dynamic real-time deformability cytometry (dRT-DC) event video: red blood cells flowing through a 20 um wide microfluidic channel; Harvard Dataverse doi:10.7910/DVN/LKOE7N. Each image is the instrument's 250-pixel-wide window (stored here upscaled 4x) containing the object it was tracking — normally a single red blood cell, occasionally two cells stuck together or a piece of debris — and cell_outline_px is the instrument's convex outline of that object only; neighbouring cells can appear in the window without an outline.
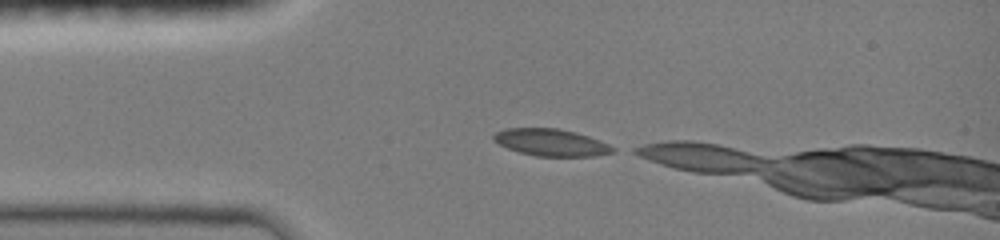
{"species": "common noctule bat (a hibernating species)", "species_latin": "Nyctalus noctula", "temperature_condition": "room temperature", "stored_images_in_passage": 5, "camera_frame_rate_fps": 3000, "um_per_image_px": 0.085, "animal": {"sex": "female", "body_mass_g": 19.0, "forearm_length_mm": 51.5}, "frame": {"image": 1, "passage_image": 1, "time_ms": 0.0, "image_size_px": [1000, 240], "cell_outline_px": [[616, 152], [596, 156], [536, 156], [520, 152], [508, 148], [492, 140], [492, 136], [496, 132], [504, 128], [560, 128], [576, 132], [600, 140], [616, 148]], "centroid_in_image_um": [46.86, 12.1], "position_along_channel_um": 38.1, "area_um2": 18.9}}